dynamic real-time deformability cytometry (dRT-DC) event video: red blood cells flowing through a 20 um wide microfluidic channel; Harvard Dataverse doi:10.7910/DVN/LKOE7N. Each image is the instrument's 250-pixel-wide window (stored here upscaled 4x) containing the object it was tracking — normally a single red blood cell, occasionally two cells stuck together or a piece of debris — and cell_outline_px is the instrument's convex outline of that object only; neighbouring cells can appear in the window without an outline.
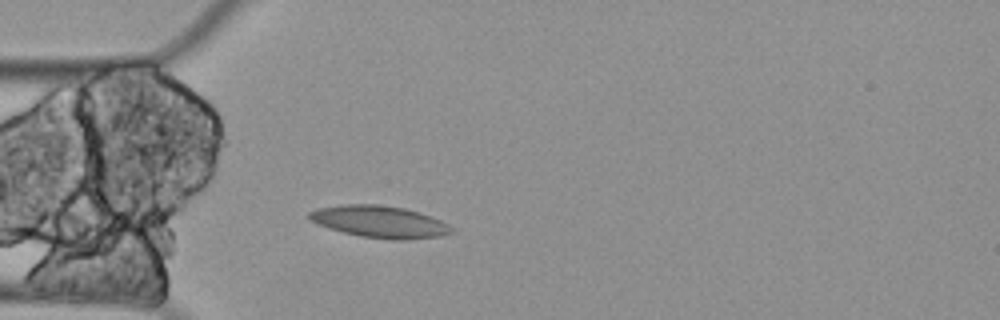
{"species": "Egyptian fruit bat (a non-hibernating species)", "species_latin": "Rousettus aegyptiacus", "temperature_condition": "cold", "stored_images_in_passage": 1, "camera_frame_rate_fps": 3000, "um_per_image_px": 0.085, "animal": {"sex": "female"}, "frame": {"image": 1, "passage_image": 1, "time_ms": 0.0, "image_size_px": [1000, 320], "cell_outline_px": [[456, 232], [440, 236], [408, 240], [392, 240], [360, 236], [328, 228], [316, 224], [308, 220], [308, 212], [320, 208], [344, 204], [376, 204], [404, 208], [440, 220], [448, 224]], "centroid_in_image_um": [32.25, 18.86], "position_along_channel_um": 52.7, "area_um2": 26.47}}